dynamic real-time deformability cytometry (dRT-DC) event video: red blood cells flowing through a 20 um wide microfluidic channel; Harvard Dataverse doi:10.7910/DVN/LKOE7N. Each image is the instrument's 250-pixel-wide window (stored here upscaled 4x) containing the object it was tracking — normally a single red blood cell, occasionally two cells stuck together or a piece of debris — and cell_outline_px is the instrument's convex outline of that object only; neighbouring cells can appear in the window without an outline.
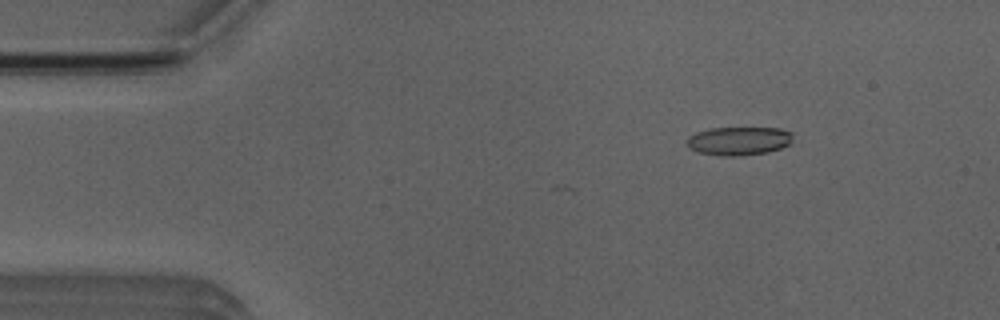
{"species": "Egyptian fruit bat (a non-hibernating species)", "species_latin": "Rousettus aegyptiacus", "temperature_condition": "room temperature", "stored_images_in_passage": 34, "camera_frame_rate_fps": 3000, "um_per_image_px": 0.085, "animal": {"sex": "male"}, "frame": {"image": 1, "passage_image": 2, "time_ms": 0.333, "image_size_px": [1000, 320], "cell_outline_px": [[792, 140], [788, 144], [780, 148], [768, 152], [740, 156], [720, 156], [696, 152], [688, 148], [684, 144], [684, 140], [688, 136], [696, 132], [712, 128], [780, 128], [792, 132]], "centroid_in_image_um": [62.72, 11.98], "position_along_channel_um": 22.3, "area_um2": 17.92}}
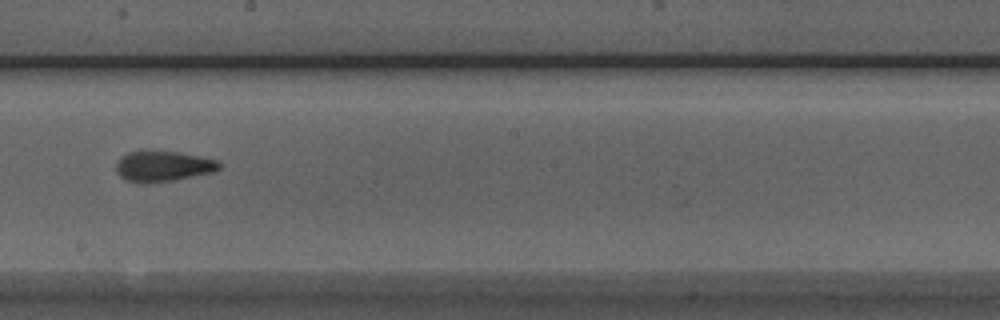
{"frame": {"image": 2, "passage_image": 24, "time_ms": 7.667, "image_size_px": [1000, 320], "cell_outline_px": [[224, 164], [216, 172], [172, 180], [148, 184], [140, 184], [124, 180], [116, 172], [116, 164], [120, 156], [128, 152], [180, 152], [220, 160]], "centroid_in_image_um": [13.9, 14.15], "position_along_channel_um": 234.3, "area_um2": 18.67}}
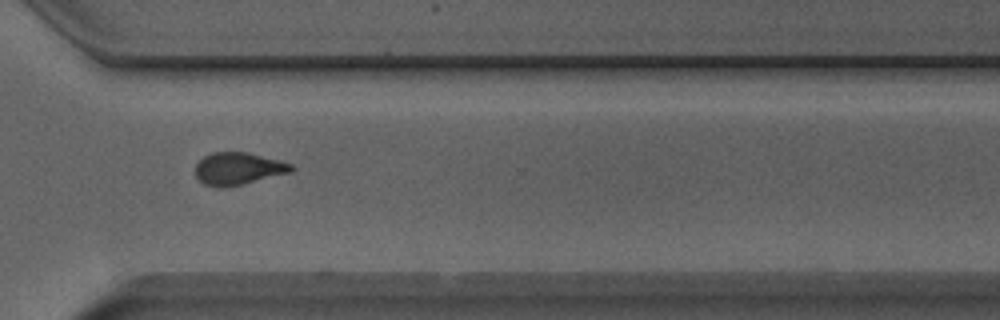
{"frame": {"image": 3, "passage_image": 33, "time_ms": 10.667, "image_size_px": [1000, 320], "cell_outline_px": [[296, 168], [292, 172], [224, 188], [204, 184], [196, 176], [196, 164], [204, 156], [212, 152], [248, 152], [292, 164]], "centroid_in_image_um": [20.26, 14.33], "position_along_channel_um": 350.3, "area_um2": 17.92}}